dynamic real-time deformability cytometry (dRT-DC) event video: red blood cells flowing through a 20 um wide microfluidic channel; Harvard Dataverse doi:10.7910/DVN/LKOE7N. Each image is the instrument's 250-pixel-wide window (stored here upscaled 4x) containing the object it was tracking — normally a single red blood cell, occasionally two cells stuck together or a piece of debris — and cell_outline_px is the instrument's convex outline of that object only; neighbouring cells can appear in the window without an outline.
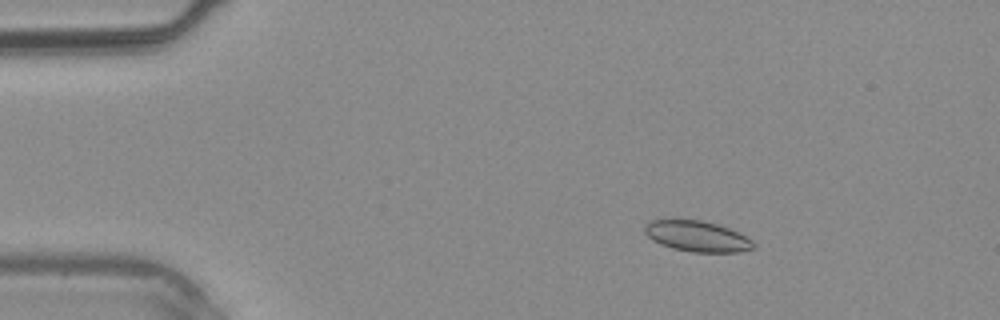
{"species": "common noctule bat (a hibernating species)", "species_latin": "Nyctalus noctula", "temperature_condition": "warm", "stored_images_in_passage": 4, "camera_frame_rate_fps": 3000, "um_per_image_px": 0.085, "animal": {"sex": "male", "body_mass_g": 20.4}, "frame": {"image": 1, "passage_image": 2, "time_ms": 1.333, "image_size_px": [1000, 320], "cell_outline_px": [[756, 248], [740, 252], [692, 252], [672, 248], [660, 244], [652, 240], [644, 232], [644, 228], [652, 220], [700, 220], [716, 224], [740, 232], [752, 240], [756, 244]], "centroid_in_image_um": [59.31, 20.1], "position_along_channel_um": 25.7, "area_um2": 19.48}}